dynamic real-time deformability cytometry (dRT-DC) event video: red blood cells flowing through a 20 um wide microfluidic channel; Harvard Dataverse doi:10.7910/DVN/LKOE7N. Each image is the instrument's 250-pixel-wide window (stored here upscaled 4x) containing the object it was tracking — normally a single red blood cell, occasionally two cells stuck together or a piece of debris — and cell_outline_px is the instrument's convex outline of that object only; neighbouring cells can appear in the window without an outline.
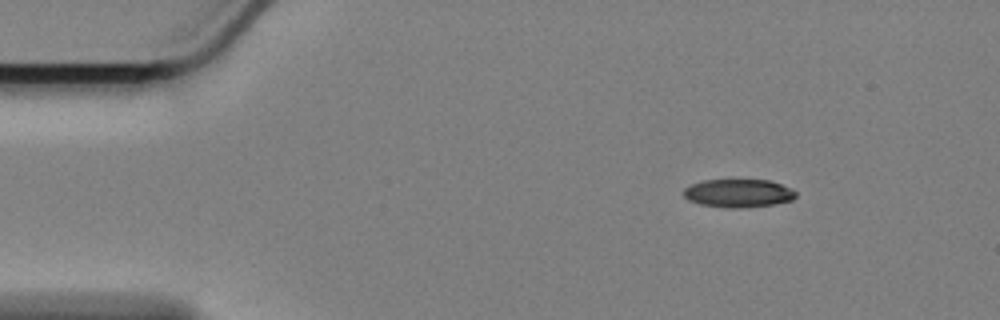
{"species": "Egyptian fruit bat (a non-hibernating species)", "species_latin": "Rousettus aegyptiacus", "temperature_condition": "cold", "stored_images_in_passage": 52, "camera_frame_rate_fps": 3000, "um_per_image_px": 0.085, "animal": {"sex": "female"}, "frame": {"image": 1, "passage_image": 1, "time_ms": 0.0, "image_size_px": [1000, 320], "cell_outline_px": [[796, 196], [792, 200], [772, 204], [740, 208], [724, 208], [700, 204], [688, 200], [684, 196], [684, 188], [692, 184], [704, 180], [768, 180], [792, 188], [796, 192]], "centroid_in_image_um": [62.75, 16.42], "position_along_channel_um": 22.2, "area_um2": 18.38}}
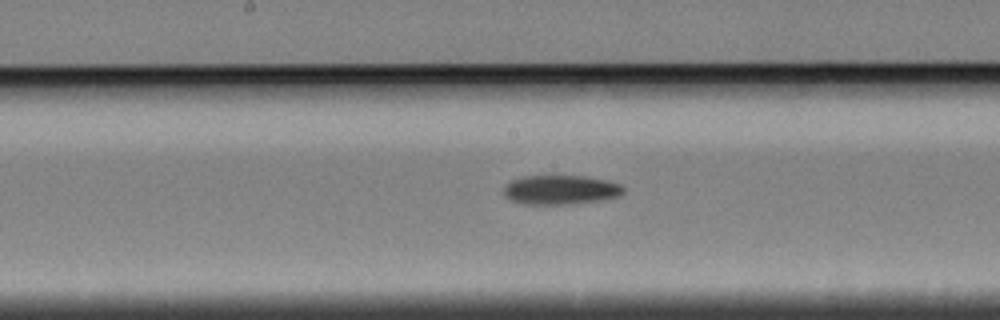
{"frame": {"image": 2, "passage_image": 23, "time_ms": 7.333, "image_size_px": [1000, 320], "cell_outline_px": [[624, 192], [620, 196], [600, 200], [568, 204], [520, 204], [504, 196], [504, 184], [512, 180], [524, 176], [584, 176], [608, 180], [620, 184], [624, 188]], "centroid_in_image_um": [47.64, 16.13], "position_along_channel_um": 200.6, "area_um2": 20.52}}
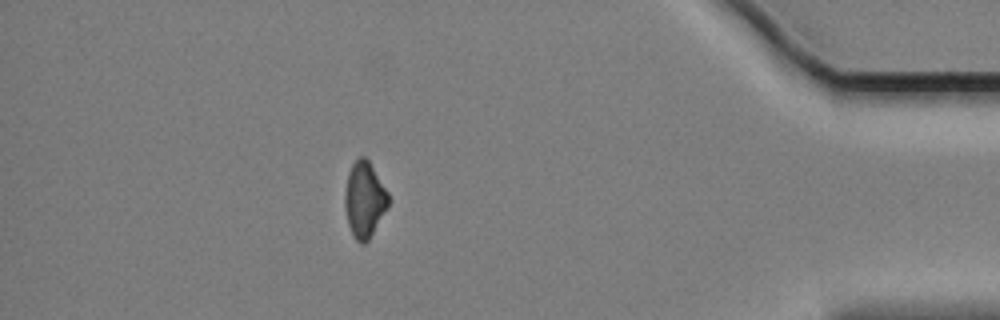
{"frame": {"image": 3, "passage_image": 45, "time_ms": 14.667, "image_size_px": [1000, 320], "cell_outline_px": [[388, 204], [368, 240], [364, 244], [360, 244], [356, 240], [348, 224], [344, 204], [344, 192], [348, 172], [352, 164], [360, 156], [364, 156], [368, 160], [388, 192]], "centroid_in_image_um": [30.94, 16.94], "position_along_channel_um": 404.3, "area_um2": 18.84}, "authors_computed_cell_mechanics": {"area_um2": 19.9121, "velocity_mm_per_s": 3.3957, "shape_relaxation_time_tau1_ms": 7.6434, "shape_relaxation_time_tau2_ms": null, "deformation_change_tau1": 0.1752, "deformation_change_tau2": null}}